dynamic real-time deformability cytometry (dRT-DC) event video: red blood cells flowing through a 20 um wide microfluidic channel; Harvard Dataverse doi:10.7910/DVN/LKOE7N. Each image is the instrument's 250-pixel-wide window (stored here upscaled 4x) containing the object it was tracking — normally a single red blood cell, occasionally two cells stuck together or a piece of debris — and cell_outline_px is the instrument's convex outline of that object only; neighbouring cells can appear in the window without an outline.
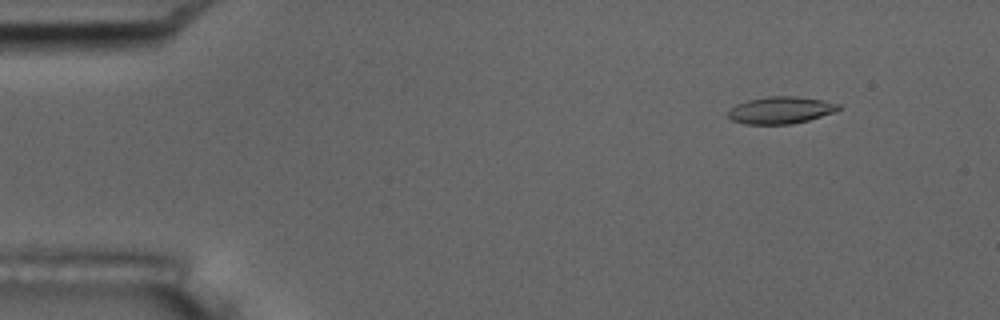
{"species": "common noctule bat (a hibernating species)", "species_latin": "Nyctalus noctula", "temperature_condition": "room temperature", "stored_images_in_passage": 4, "camera_frame_rate_fps": 3000, "um_per_image_px": 0.085, "animal": {"sex": "male", "body_mass_g": 17.5, "forearm_length_mm": 52.3}, "frame": {"image": 1, "passage_image": 2, "time_ms": 1.0, "image_size_px": [1000, 320], "cell_outline_px": [[840, 108], [836, 112], [808, 120], [792, 124], [744, 124], [732, 120], [728, 116], [728, 112], [736, 104], [748, 100], [768, 96], [796, 96], [824, 100], [840, 104]], "centroid_in_image_um": [66.38, 9.36], "position_along_channel_um": 18.6, "area_um2": 17.46}}